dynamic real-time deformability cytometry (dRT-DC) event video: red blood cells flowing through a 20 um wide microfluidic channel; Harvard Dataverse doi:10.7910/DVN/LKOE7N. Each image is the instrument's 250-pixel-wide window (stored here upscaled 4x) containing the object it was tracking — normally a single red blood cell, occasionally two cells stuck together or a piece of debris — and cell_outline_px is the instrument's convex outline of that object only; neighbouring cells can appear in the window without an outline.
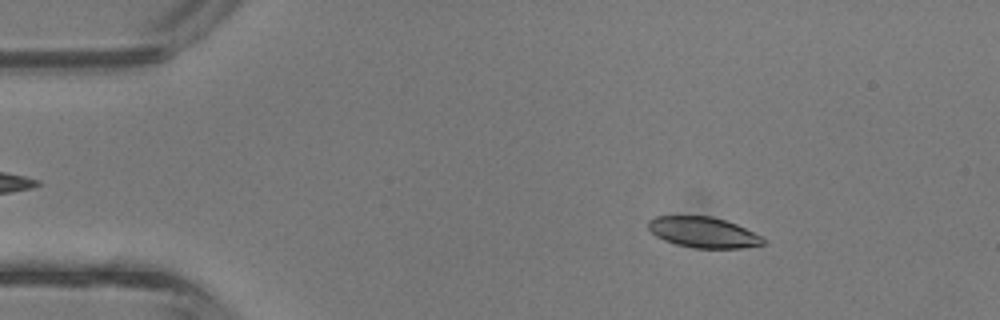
{"species": "common noctule bat (a hibernating species)", "species_latin": "Nyctalus noctula", "temperature_condition": "room temperature", "stored_images_in_passage": 42, "camera_frame_rate_fps": 3000, "um_per_image_px": 0.085, "animal": {"sex": "male", "body_mass_g": 13.3}, "frame": {"image": 1, "passage_image": 6, "time_ms": 1.667, "image_size_px": [1000, 320], "cell_outline_px": [[764, 244], [740, 248], [692, 248], [676, 244], [664, 240], [656, 236], [648, 228], [648, 220], [656, 216], [712, 216], [736, 224], [764, 236]], "centroid_in_image_um": [59.78, 19.75], "position_along_channel_um": 25.2, "area_um2": 20.58}}
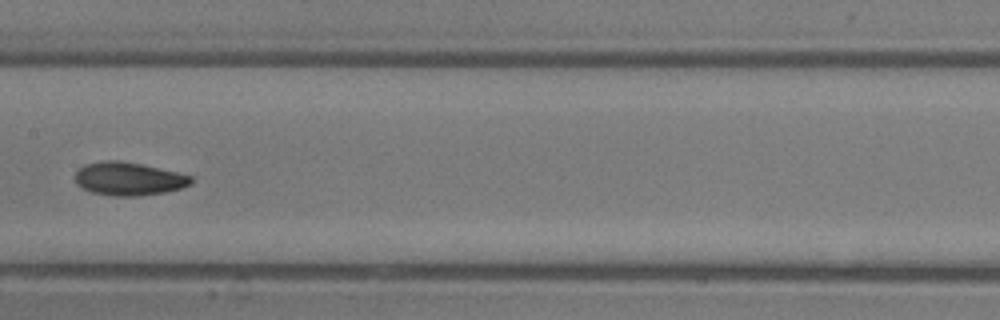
{"frame": {"image": 2, "passage_image": 21, "time_ms": 6.667, "image_size_px": [1000, 320], "cell_outline_px": [[192, 184], [180, 188], [164, 192], [140, 196], [112, 196], [92, 192], [76, 184], [76, 172], [84, 164], [104, 160], [116, 160], [140, 164], [176, 172], [192, 176]], "centroid_in_image_um": [10.93, 15.2], "position_along_channel_um": 196.5, "area_um2": 22.25}}
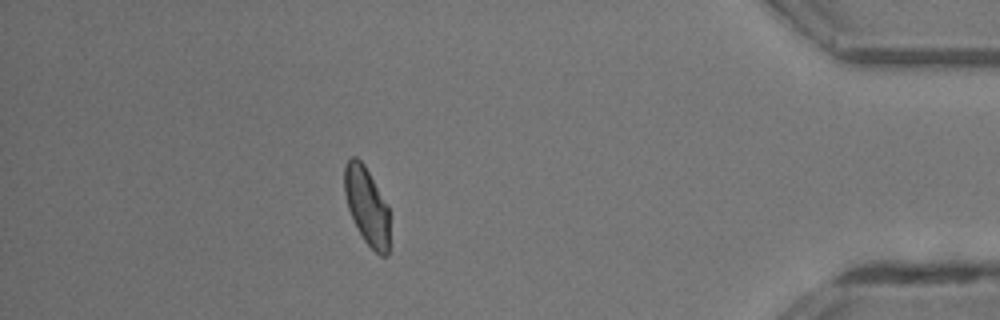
{"frame": {"image": 3, "passage_image": 37, "time_ms": 12.0, "image_size_px": [1000, 320], "cell_outline_px": [[388, 256], [380, 256], [364, 240], [348, 208], [344, 192], [344, 164], [352, 156], [356, 156], [364, 164], [388, 204]], "centroid_in_image_um": [31.17, 17.46], "position_along_channel_um": 404.0, "area_um2": 20.23}, "authors_computed_cell_mechanics": {"area_um2": 21.4727, "velocity_mm_per_s": 4.812, "shape_relaxation_time_tau1_ms": 2.5078, "shape_relaxation_time_tau2_ms": 1.7019, "deformation_change_tau1": 0.1174, "deformation_change_tau2": 0.0625}}